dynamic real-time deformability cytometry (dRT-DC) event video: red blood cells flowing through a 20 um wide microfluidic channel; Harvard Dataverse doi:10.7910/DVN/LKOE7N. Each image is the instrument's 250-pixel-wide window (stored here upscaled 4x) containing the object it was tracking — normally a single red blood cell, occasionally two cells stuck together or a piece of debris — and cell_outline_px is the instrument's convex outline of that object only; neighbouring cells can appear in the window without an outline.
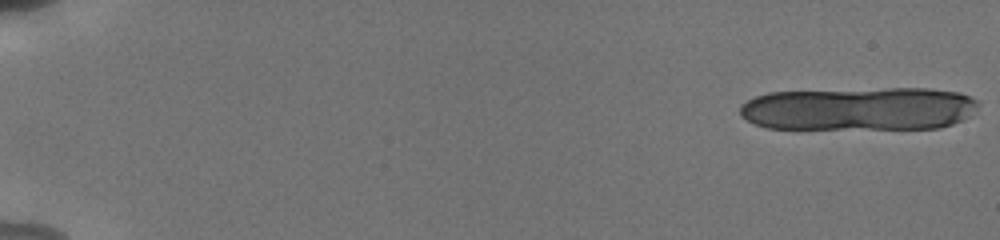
{"species": "human", "species_latin": "Homo sapiens", "temperature_condition": "cold", "stored_images_in_passage": 27, "camera_frame_rate_fps": 3000, "um_per_image_px": 0.085, "donor": {"sex": "male"}, "frame": {"image": 1, "passage_image": 1, "time_ms": 0.0, "image_size_px": [1000, 240], "cell_outline_px": [[980, 104], [964, 120], [940, 128], [768, 128], [756, 124], [740, 116], [740, 104], [756, 96], [768, 92], [888, 88], [928, 88], [960, 92], [976, 100]], "centroid_in_image_um": [73.03, 9.23], "position_along_channel_um": 12.0, "area_um2": 60.29}}
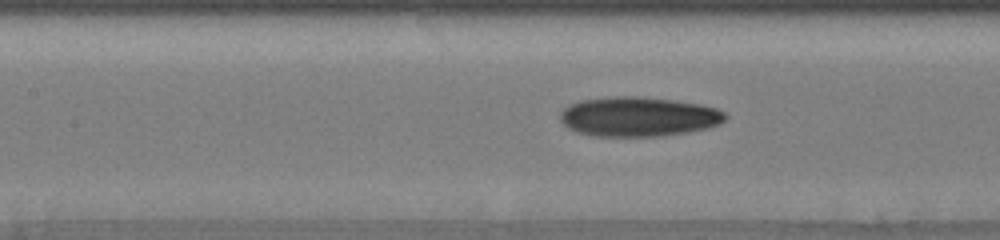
{"frame": {"image": 2, "passage_image": 24, "time_ms": 7.667, "image_size_px": [1000, 240], "cell_outline_px": [[728, 116], [720, 124], [708, 128], [688, 132], [660, 136], [596, 136], [576, 132], [568, 128], [560, 120], [560, 112], [568, 104], [580, 100], [612, 96], [640, 96], [676, 100], [700, 104], [716, 108], [724, 112]], "centroid_in_image_um": [54.26, 9.91], "position_along_channel_um": 153.1, "area_um2": 38.44}}